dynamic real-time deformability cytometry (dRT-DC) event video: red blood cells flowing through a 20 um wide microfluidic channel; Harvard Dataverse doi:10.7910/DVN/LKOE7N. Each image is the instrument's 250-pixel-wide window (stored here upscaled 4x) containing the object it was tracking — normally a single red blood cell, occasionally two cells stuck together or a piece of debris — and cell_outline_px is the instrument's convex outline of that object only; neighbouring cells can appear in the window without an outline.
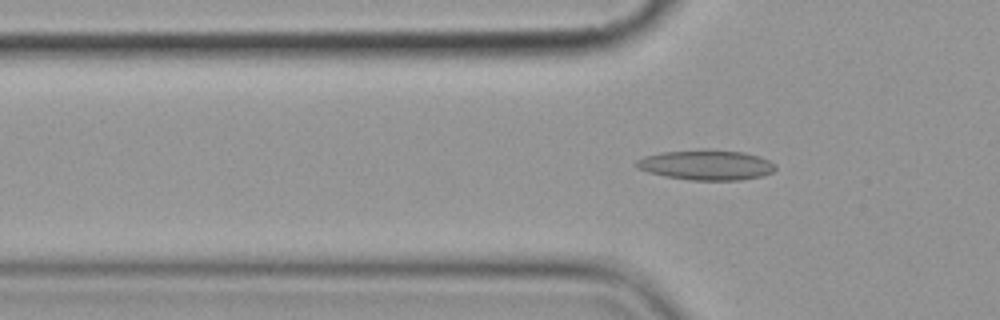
{"species": "common noctule bat (a hibernating species)", "species_latin": "Nyctalus noctula", "temperature_condition": "cold", "stored_images_in_passage": 6, "segment_of_instrument_passage": [2, 2], "camera_frame_rate_fps": 3000, "um_per_image_px": 0.085, "animal": {"sex": "female", "body_mass_g": 19.9}, "frame": {"image": 1, "passage_image": 6, "time_ms": 6.0, "image_size_px": [1000, 320], "cell_outline_px": [[776, 168], [772, 172], [760, 176], [740, 180], [692, 180], [664, 176], [648, 172], [636, 168], [632, 164], [636, 160], [644, 156], [660, 152], [708, 148], [744, 152], [760, 156], [776, 164]], "centroid_in_image_um": [59.99, 14.0], "position_along_channel_um": 65.8, "area_um2": 24.85}}